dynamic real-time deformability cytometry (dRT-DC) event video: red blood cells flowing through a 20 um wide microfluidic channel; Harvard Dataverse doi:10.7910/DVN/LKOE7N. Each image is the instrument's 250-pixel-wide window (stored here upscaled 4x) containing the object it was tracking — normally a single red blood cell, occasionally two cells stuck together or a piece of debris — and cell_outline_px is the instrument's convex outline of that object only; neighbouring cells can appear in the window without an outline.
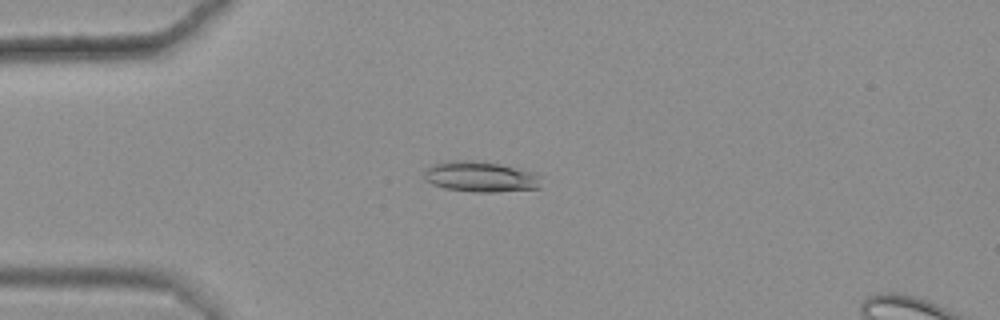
{"species": "common noctule bat (a hibernating species)", "species_latin": "Nyctalus noctula", "temperature_condition": "warm", "stored_images_in_passage": 46, "camera_frame_rate_fps": 3000, "um_per_image_px": 0.085, "animal": {"sex": "female", "body_mass_g": 25.1}, "frame": {"image": 1, "passage_image": 12, "time_ms": 3.667, "image_size_px": [1000, 320], "cell_outline_px": [[540, 188], [496, 192], [472, 192], [448, 188], [432, 184], [424, 180], [424, 172], [432, 164], [456, 160], [500, 164], [536, 172]], "centroid_in_image_um": [40.83, 15.03], "position_along_channel_um": 44.2, "area_um2": 20.46}}
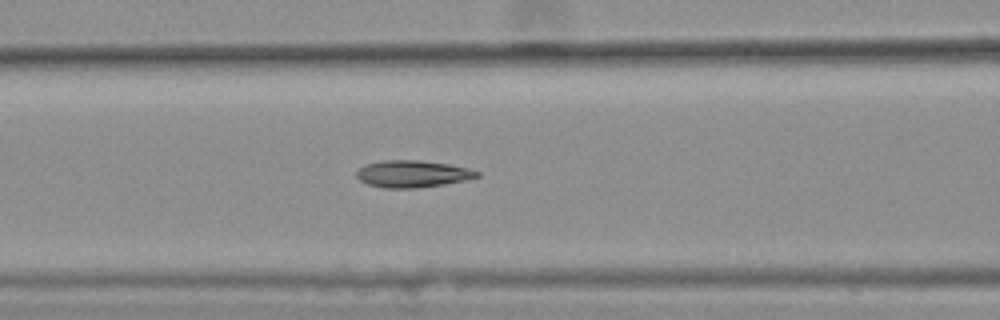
{"frame": {"image": 2, "passage_image": 21, "time_ms": 6.667, "image_size_px": [1000, 320], "cell_outline_px": [[480, 176], [464, 180], [444, 184], [416, 188], [384, 188], [368, 184], [360, 180], [356, 176], [356, 172], [360, 168], [368, 164], [384, 160], [416, 160], [448, 164], [468, 168], [480, 172]], "centroid_in_image_um": [35.07, 14.78], "position_along_channel_um": 131.5, "area_um2": 18.73}}
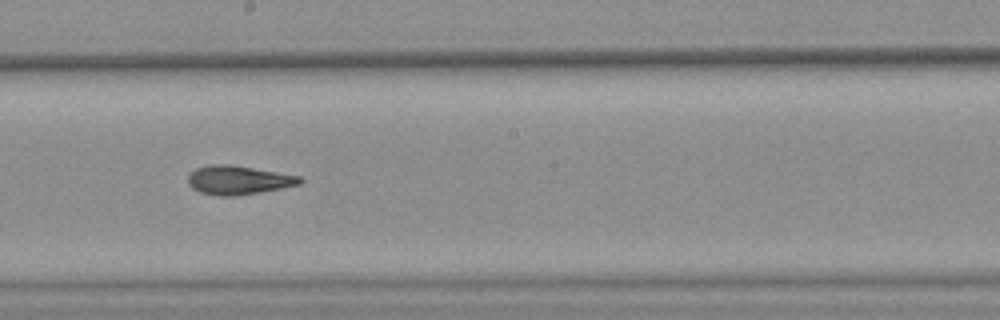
{"frame": {"image": 3, "passage_image": 29, "time_ms": 9.333, "image_size_px": [1000, 320], "cell_outline_px": [[304, 180], [300, 184], [260, 192], [232, 196], [220, 196], [200, 192], [192, 188], [188, 184], [188, 176], [196, 168], [208, 164], [228, 164], [300, 176]], "centroid_in_image_um": [20.23, 15.3], "position_along_channel_um": 228.0, "area_um2": 18.61}, "authors_computed_cell_mechanics": {"area_um2": 18.7272, "velocity_mm_per_s": 3.6225, "shape_relaxation_time_tau1_ms": null, "shape_relaxation_time_tau2_ms": 2.8074, "deformation_change_tau1": null, "deformation_change_tau2": 0.1144}}